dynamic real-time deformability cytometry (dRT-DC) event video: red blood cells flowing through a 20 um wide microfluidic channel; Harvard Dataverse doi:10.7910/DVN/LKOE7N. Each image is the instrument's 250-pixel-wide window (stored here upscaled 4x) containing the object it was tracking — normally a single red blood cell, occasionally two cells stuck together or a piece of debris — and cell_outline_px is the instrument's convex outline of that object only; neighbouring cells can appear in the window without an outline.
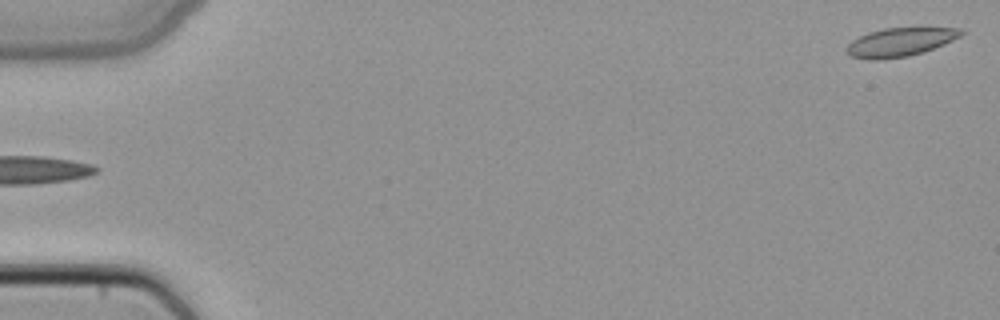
{"species": "common noctule bat (a hibernating species)", "species_latin": "Nyctalus noctula", "temperature_condition": "cold", "stored_images_in_passage": 3, "segment_of_instrument_passage": [2, 2], "camera_frame_rate_fps": 3000, "um_per_image_px": 0.085, "animal": {"sex": "female", "body_mass_g": 22.7, "forearm_length_mm": 54.2}, "frame": {"image": 1, "passage_image": 3, "time_ms": 0.667, "image_size_px": [1000, 320], "cell_outline_px": [[964, 32], [960, 36], [944, 44], [924, 52], [908, 56], [876, 60], [868, 60], [852, 56], [844, 48], [852, 40], [868, 32], [884, 28], [960, 28]], "centroid_in_image_um": [76.48, 3.58], "position_along_channel_um": 8.5, "area_um2": 18.96}}